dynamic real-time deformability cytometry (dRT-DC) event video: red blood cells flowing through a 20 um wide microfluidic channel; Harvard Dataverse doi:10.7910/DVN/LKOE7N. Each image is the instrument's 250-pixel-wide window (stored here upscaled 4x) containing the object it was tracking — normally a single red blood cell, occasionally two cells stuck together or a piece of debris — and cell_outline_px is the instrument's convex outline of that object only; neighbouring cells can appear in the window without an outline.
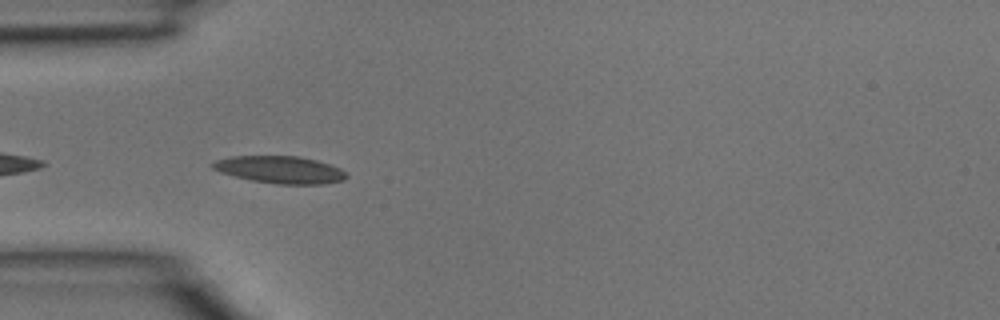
{"species": "common noctule bat (a hibernating species)", "species_latin": "Nyctalus noctula", "temperature_condition": "room temperature", "stored_images_in_passage": 7, "camera_frame_rate_fps": 3000, "um_per_image_px": 0.085, "animal": {"sex": "male", "body_mass_g": 15.6}, "frame": {"image": 1, "passage_image": 2, "time_ms": 0.333, "image_size_px": [1000, 320], "cell_outline_px": [[348, 176], [344, 180], [320, 184], [276, 184], [252, 180], [220, 172], [212, 168], [212, 164], [216, 160], [232, 156], [300, 156], [316, 160], [340, 168]], "centroid_in_image_um": [23.81, 14.42], "position_along_channel_um": 61.2, "area_um2": 21.04}}